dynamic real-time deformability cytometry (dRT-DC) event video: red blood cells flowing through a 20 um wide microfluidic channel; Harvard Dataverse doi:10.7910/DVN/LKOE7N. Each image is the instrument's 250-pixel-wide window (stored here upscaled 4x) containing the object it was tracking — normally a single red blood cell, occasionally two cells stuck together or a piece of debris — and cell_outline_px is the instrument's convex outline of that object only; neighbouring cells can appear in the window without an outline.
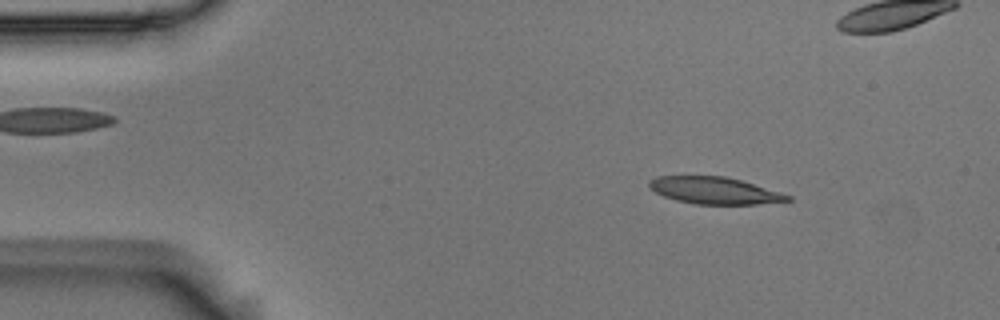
{"species": "Egyptian fruit bat (a non-hibernating species)", "species_latin": "Rousettus aegyptiacus", "temperature_condition": "room temperature", "stored_images_in_passage": 55, "camera_frame_rate_fps": 3000, "um_per_image_px": 0.085, "animal": {"sex": "male"}, "frame": {"image": 1, "passage_image": 7, "time_ms": 2.0, "image_size_px": [1000, 320], "cell_outline_px": [[792, 200], [756, 204], [696, 204], [676, 200], [664, 196], [648, 188], [648, 180], [656, 176], [724, 176], [740, 180], [780, 192], [792, 196]], "centroid_in_image_um": [60.69, 16.19], "position_along_channel_um": 24.3, "area_um2": 21.62}}
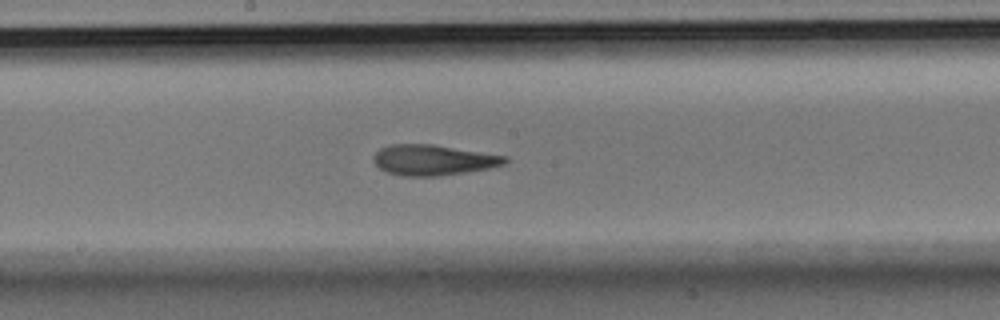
{"frame": {"image": 2, "passage_image": 28, "time_ms": 9.0, "image_size_px": [1000, 320], "cell_outline_px": [[508, 160], [504, 164], [488, 168], [440, 176], [400, 176], [388, 172], [380, 168], [372, 160], [372, 156], [380, 148], [388, 144], [432, 144], [508, 156]], "centroid_in_image_um": [36.79, 13.59], "position_along_channel_um": 211.4, "area_um2": 23.41}}
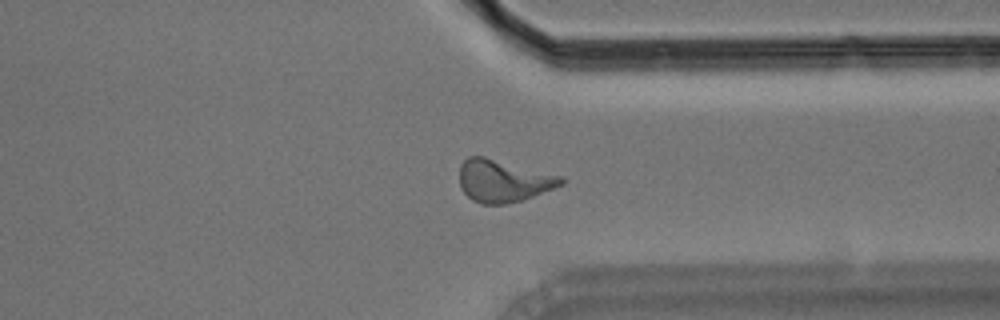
{"frame": {"image": 3, "passage_image": 41, "time_ms": 13.333, "image_size_px": [1000, 320], "cell_outline_px": [[564, 184], [532, 196], [520, 200], [504, 204], [480, 204], [472, 200], [460, 188], [460, 164], [468, 156], [484, 156], [564, 176]], "centroid_in_image_um": [42.77, 15.36], "position_along_channel_um": 368.6, "area_um2": 25.09}, "authors_computed_cell_mechanics": {"area_um2": 23.409, "velocity_mm_per_s": 3.6589, "shape_relaxation_time_tau1_ms": 9.8785, "shape_relaxation_time_tau2_ms": 3.2687, "deformation_change_tau1": 0.2514, "deformation_change_tau2": 0.1303}}